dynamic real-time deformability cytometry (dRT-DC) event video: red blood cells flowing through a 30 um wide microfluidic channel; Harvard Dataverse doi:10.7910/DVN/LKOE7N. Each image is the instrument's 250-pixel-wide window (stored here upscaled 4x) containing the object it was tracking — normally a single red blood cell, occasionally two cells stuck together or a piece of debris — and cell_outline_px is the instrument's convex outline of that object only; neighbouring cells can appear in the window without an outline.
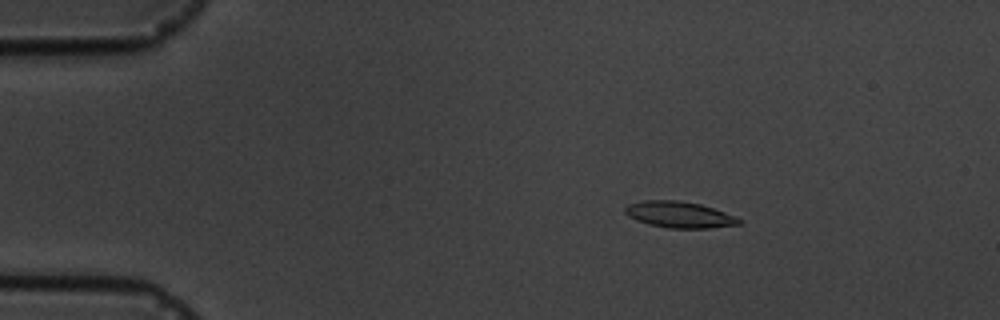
{"species": "common noctule bat (a hibernating species)", "species_latin": "Nyctalus noctula", "temperature_condition": "cold", "stored_images_in_passage": 3, "camera_frame_rate_fps": 3000, "um_per_image_px": 0.085, "animal": {"sex": "male", "body_mass_g": 19.5, "forearm_length_mm": 54.6}, "frame": {"image": 1, "passage_image": 1, "time_ms": 0.0, "image_size_px": [1000, 320], "cell_outline_px": [[744, 220], [740, 224], [708, 228], [668, 228], [648, 224], [636, 220], [628, 216], [624, 212], [624, 208], [628, 204], [644, 200], [680, 200], [700, 204], [724, 212]], "centroid_in_image_um": [57.72, 18.24], "position_along_channel_um": 27.3, "area_um2": 17.46}}